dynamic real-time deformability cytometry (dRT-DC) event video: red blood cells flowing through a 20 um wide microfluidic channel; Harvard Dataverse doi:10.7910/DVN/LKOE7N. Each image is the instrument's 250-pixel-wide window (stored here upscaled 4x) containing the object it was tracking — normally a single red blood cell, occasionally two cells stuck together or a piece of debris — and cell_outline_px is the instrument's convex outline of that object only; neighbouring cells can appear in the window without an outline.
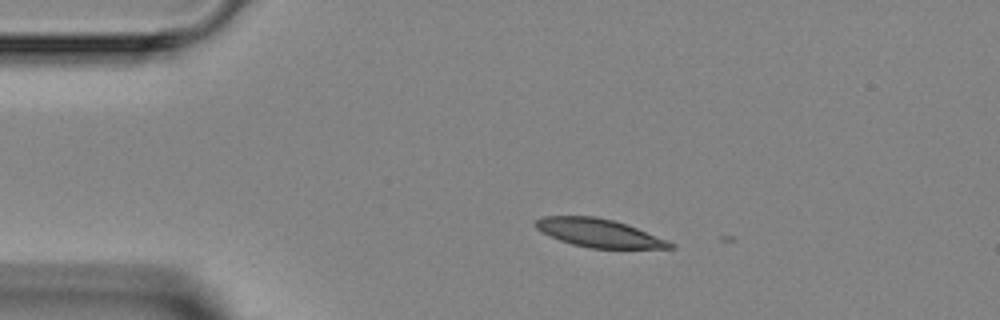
{"species": "Egyptian fruit bat (a non-hibernating species)", "species_latin": "Rousettus aegyptiacus", "temperature_condition": "room temperature", "stored_images_in_passage": 2, "camera_frame_rate_fps": 3000, "um_per_image_px": 0.085, "animal": {"sex": "female"}, "frame": {"image": 1, "passage_image": 1, "time_ms": 0.0, "image_size_px": [1000, 320], "cell_outline_px": [[676, 248], [588, 248], [572, 244], [560, 240], [536, 228], [532, 224], [536, 220], [544, 216], [596, 216], [628, 224], [668, 240], [676, 244]], "centroid_in_image_um": [50.94, 19.8], "position_along_channel_um": 34.1, "area_um2": 22.14}}